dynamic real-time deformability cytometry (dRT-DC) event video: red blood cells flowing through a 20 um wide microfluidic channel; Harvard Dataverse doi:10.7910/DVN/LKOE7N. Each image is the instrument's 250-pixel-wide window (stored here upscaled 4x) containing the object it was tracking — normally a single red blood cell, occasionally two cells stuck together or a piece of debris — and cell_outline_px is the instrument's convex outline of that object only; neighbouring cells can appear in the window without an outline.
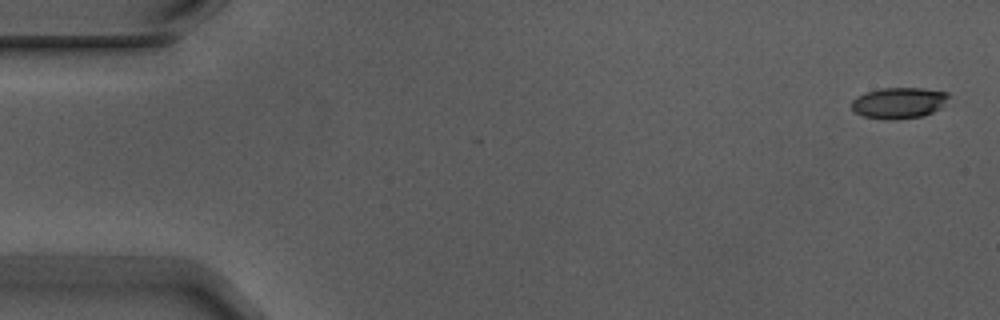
{"species": "Egyptian fruit bat (a non-hibernating species)", "species_latin": "Rousettus aegyptiacus", "temperature_condition": "warm", "stored_images_in_passage": 3, "camera_frame_rate_fps": 3000, "um_per_image_px": 0.085, "animal": {"sex": "male"}, "frame": {"image": 1, "passage_image": 1, "time_ms": 0.0, "image_size_px": [1000, 320], "cell_outline_px": [[952, 96], [940, 108], [924, 116], [896, 120], [884, 120], [860, 116], [852, 108], [852, 100], [856, 96], [864, 92], [880, 88], [924, 88], [948, 92]], "centroid_in_image_um": [76.41, 8.75], "position_along_channel_um": 8.6, "area_um2": 18.03}}